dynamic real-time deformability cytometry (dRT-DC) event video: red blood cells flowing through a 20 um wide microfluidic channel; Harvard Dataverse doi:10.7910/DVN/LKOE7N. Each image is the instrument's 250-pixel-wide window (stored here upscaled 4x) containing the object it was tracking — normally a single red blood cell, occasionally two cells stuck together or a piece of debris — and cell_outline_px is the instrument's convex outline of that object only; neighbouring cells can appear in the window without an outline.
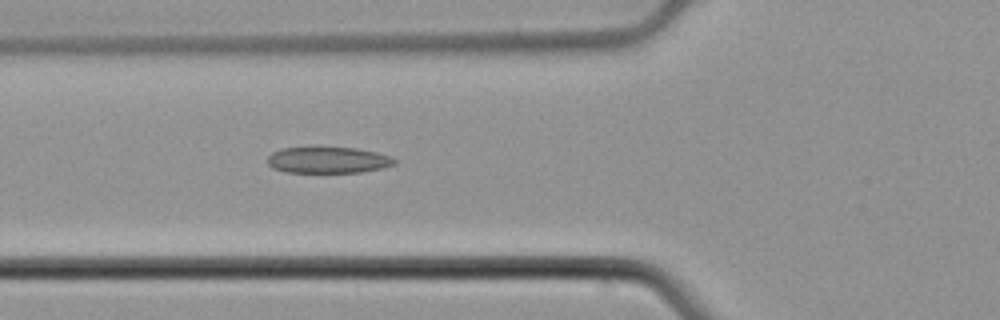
{"species": "common noctule bat (a hibernating species)", "species_latin": "Nyctalus noctula", "temperature_condition": "cold", "stored_images_in_passage": 6, "camera_frame_rate_fps": 3000, "um_per_image_px": 0.085, "animal": {"sex": "male", "body_mass_g": 21.5, "forearm_length_mm": 52.0}, "frame": {"image": 1, "passage_image": 6, "time_ms": 1.667, "image_size_px": [1000, 320], "cell_outline_px": [[396, 164], [380, 168], [360, 172], [284, 172], [272, 168], [268, 164], [268, 156], [272, 152], [280, 148], [312, 144], [316, 144], [356, 148], [376, 152], [392, 156], [396, 160]], "centroid_in_image_um": [27.82, 13.54], "position_along_channel_um": 98.0, "area_um2": 20.46}}